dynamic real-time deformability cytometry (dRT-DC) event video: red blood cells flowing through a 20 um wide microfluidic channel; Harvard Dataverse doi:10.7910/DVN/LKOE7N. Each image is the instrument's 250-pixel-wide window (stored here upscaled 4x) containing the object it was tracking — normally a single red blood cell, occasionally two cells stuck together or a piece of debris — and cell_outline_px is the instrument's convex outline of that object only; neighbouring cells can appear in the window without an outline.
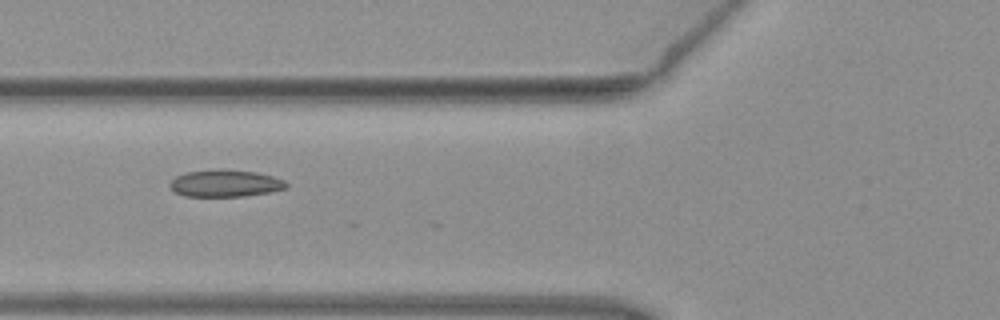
{"species": "common noctule bat (a hibernating species)", "species_latin": "Nyctalus noctula", "temperature_condition": "warm", "stored_images_in_passage": 8, "camera_frame_rate_fps": 3000, "um_per_image_px": 0.085, "animal": {"sex": "female", "body_mass_g": 19.3, "forearm_length_mm": 54.1}, "frame": {"image": 1, "passage_image": 6, "time_ms": 1.667, "image_size_px": [1000, 320], "cell_outline_px": [[288, 188], [268, 192], [244, 196], [184, 196], [176, 192], [168, 184], [176, 176], [184, 172], [216, 168], [220, 168], [256, 172], [272, 176], [284, 180], [288, 184]], "centroid_in_image_um": [19.14, 15.56], "position_along_channel_um": 106.7, "area_um2": 18.5}}
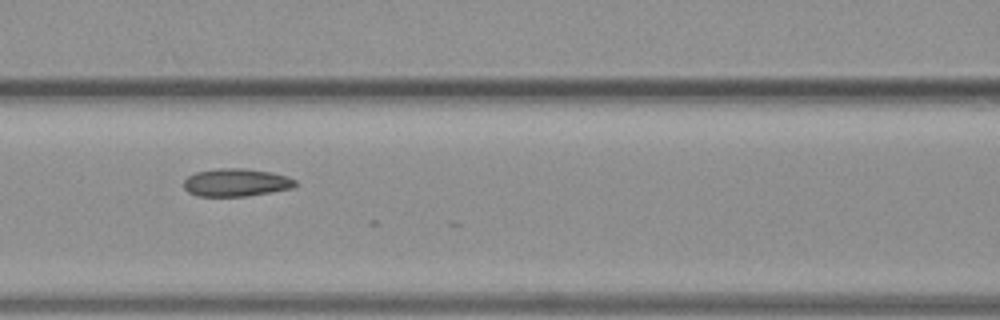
{"frame": {"image": 2, "passage_image": 7, "time_ms": 2.0, "image_size_px": [1000, 320], "cell_outline_px": [[296, 184], [292, 188], [272, 192], [244, 196], [196, 196], [188, 192], [184, 188], [184, 180], [188, 176], [196, 172], [216, 168], [244, 168], [272, 172], [288, 176], [296, 180]], "centroid_in_image_um": [20.07, 15.5], "position_along_channel_um": 146.5, "area_um2": 18.21}}
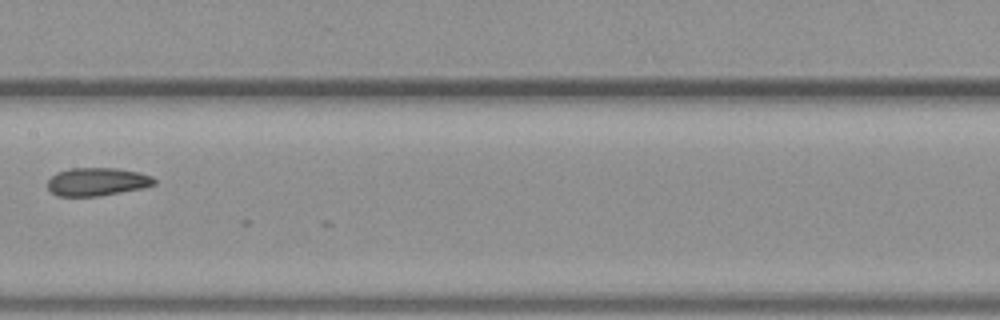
{"frame": {"image": 3, "passage_image": 8, "time_ms": 2.333, "image_size_px": [1000, 320], "cell_outline_px": [[156, 184], [144, 188], [100, 196], [56, 196], [48, 188], [48, 180], [56, 172], [72, 168], [116, 168], [136, 172], [152, 176], [156, 180]], "centroid_in_image_um": [8.26, 15.45], "position_along_channel_um": 199.1, "area_um2": 17.51}}